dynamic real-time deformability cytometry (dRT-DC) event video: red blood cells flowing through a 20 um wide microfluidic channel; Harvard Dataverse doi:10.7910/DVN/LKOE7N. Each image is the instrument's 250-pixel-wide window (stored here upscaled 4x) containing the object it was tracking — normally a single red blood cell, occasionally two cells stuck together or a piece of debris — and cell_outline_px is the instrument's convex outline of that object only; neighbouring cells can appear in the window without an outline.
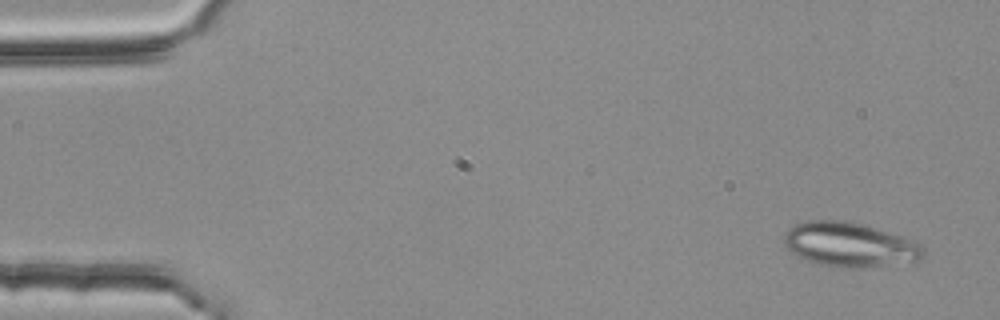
{"species": "common noctule bat (a hibernating species)", "species_latin": "Nyctalus noctula", "temperature_condition": "room temperature", "stored_images_in_passage": 3, "camera_frame_rate_fps": 3000, "um_per_image_px": 0.085, "animal": {"sex": "female", "body_mass_g": 25.1}, "frame": {"image": 1, "passage_image": 1, "time_ms": 0.0, "image_size_px": [1000, 320], "cell_outline_px": [[924, 256], [916, 260], [864, 268], [840, 268], [820, 264], [796, 256], [784, 244], [784, 236], [788, 228], [796, 224], [808, 220], [844, 220], [876, 228], [900, 236], [920, 244], [924, 248]], "centroid_in_image_um": [72.18, 20.79], "position_along_channel_um": 12.8, "area_um2": 35.72}}